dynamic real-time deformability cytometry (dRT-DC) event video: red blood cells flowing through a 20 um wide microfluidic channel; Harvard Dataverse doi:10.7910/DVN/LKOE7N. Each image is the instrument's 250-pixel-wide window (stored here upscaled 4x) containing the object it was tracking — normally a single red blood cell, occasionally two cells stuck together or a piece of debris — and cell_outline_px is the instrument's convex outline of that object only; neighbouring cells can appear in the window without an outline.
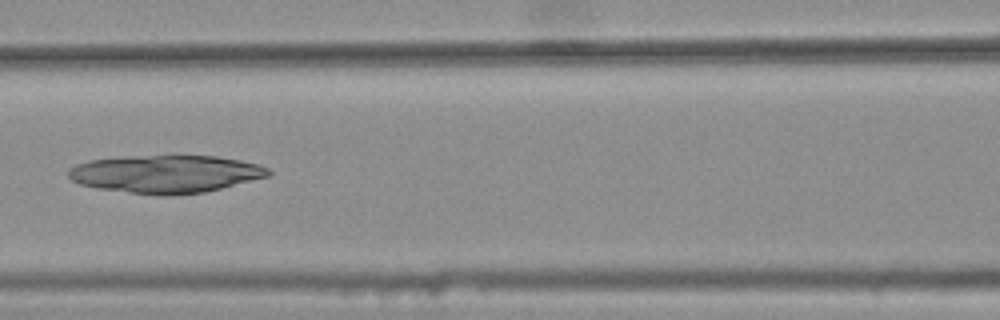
{"species": "common noctule bat (a hibernating species)", "species_latin": "Nyctalus noctula", "temperature_condition": "warm", "stored_images_in_passage": 45, "camera_frame_rate_fps": 3000, "um_per_image_px": 0.085, "animal": {"sex": "female", "body_mass_g": 25.1}, "frame": {"image": 1, "passage_image": 23, "time_ms": 7.333, "image_size_px": [1000, 320], "cell_outline_px": [[272, 172], [268, 176], [204, 192], [128, 192], [96, 188], [80, 184], [72, 180], [68, 176], [68, 168], [76, 164], [88, 160], [124, 156], [176, 152], [216, 156], [240, 160], [256, 164], [268, 168]], "centroid_in_image_um": [14.05, 14.69], "position_along_channel_um": 152.6, "area_um2": 44.1}}
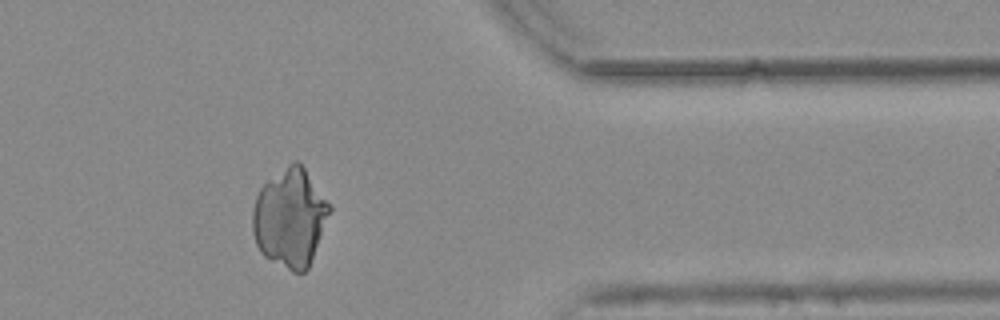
{"frame": {"image": 2, "passage_image": 43, "time_ms": 14.0, "image_size_px": [1000, 320], "cell_outline_px": [[332, 208], [308, 268], [304, 272], [292, 272], [264, 256], [260, 252], [256, 244], [252, 232], [252, 212], [256, 196], [260, 188], [268, 180], [292, 160], [296, 160], [304, 168], [332, 204]], "centroid_in_image_um": [24.65, 18.5], "position_along_channel_um": 386.8, "area_um2": 44.16}}